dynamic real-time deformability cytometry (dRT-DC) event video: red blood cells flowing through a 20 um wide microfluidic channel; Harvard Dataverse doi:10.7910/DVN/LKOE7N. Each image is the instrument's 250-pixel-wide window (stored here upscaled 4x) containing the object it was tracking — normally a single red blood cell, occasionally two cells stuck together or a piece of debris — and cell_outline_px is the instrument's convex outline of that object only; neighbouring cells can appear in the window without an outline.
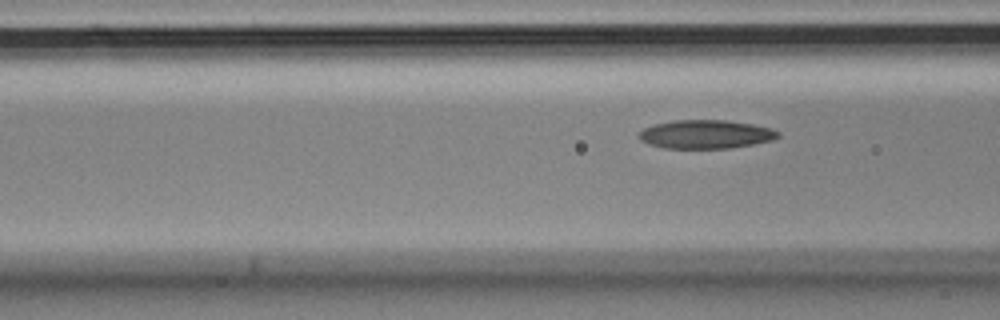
{"species": "Egyptian fruit bat (a non-hibernating species)", "species_latin": "Rousettus aegyptiacus", "temperature_condition": "cold", "stored_images_in_passage": 14, "camera_frame_rate_fps": 3000, "um_per_image_px": 0.085, "animal": {"sex": "male"}, "frame": {"image": 1, "passage_image": 5, "time_ms": 1.333, "image_size_px": [1000, 320], "cell_outline_px": [[780, 136], [772, 140], [752, 144], [728, 148], [664, 148], [648, 144], [640, 140], [636, 136], [644, 128], [652, 124], [676, 120], [724, 120], [752, 124], [772, 128], [780, 132]], "centroid_in_image_um": [59.96, 11.41], "position_along_channel_um": 106.6, "area_um2": 23.24}}
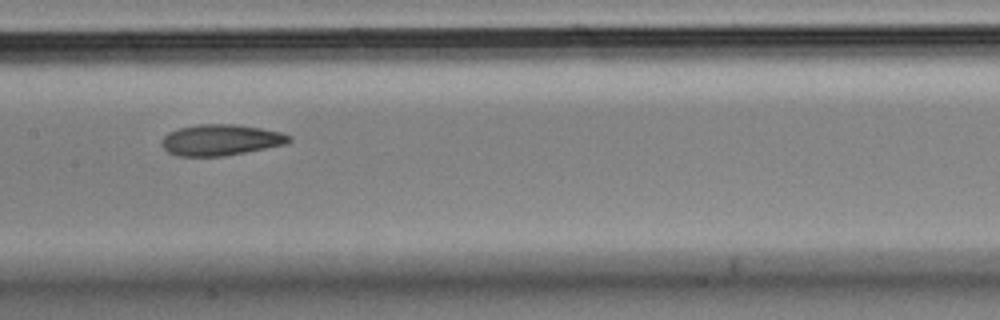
{"frame": {"image": 2, "passage_image": 7, "time_ms": 2.0, "image_size_px": [1000, 320], "cell_outline_px": [[292, 140], [288, 144], [224, 156], [176, 156], [168, 152], [160, 144], [160, 140], [168, 132], [180, 128], [196, 124], [232, 124], [260, 128], [280, 132], [292, 136]], "centroid_in_image_um": [18.75, 11.9], "position_along_channel_um": 188.6, "area_um2": 23.18}}
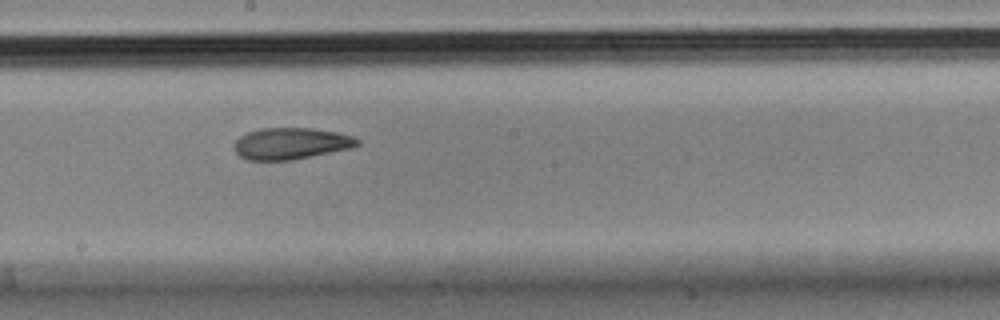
{"frame": {"image": 3, "passage_image": 8, "time_ms": 2.333, "image_size_px": [1000, 320], "cell_outline_px": [[360, 144], [352, 148], [292, 160], [248, 160], [240, 156], [236, 152], [236, 140], [240, 136], [248, 132], [260, 128], [312, 128], [336, 132], [352, 136], [360, 140]], "centroid_in_image_um": [24.76, 12.2], "position_along_channel_um": 223.4, "area_um2": 22.54}}